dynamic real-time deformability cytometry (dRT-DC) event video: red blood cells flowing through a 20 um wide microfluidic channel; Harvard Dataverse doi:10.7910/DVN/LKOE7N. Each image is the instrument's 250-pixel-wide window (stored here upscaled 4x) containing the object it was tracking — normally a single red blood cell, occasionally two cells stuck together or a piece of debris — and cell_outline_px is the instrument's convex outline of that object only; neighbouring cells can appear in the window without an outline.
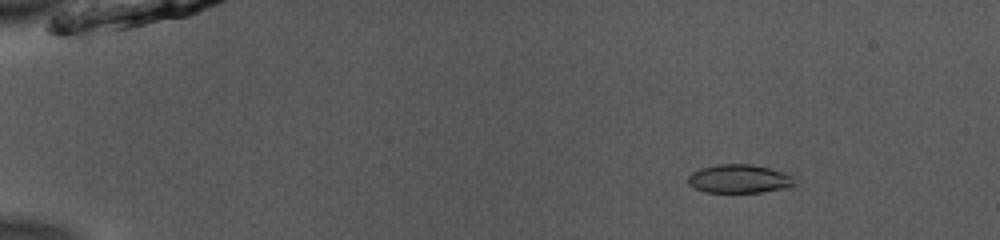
{"species": "common noctule bat (a hibernating species)", "species_latin": "Nyctalus noctula", "temperature_condition": "room temperature", "stored_images_in_passage": 52, "camera_frame_rate_fps": 3000, "um_per_image_px": 0.085, "animal": {"sex": "male", "body_mass_g": 13.0, "forearm_length_mm": 53.1}, "frame": {"image": 1, "passage_image": 8, "time_ms": 2.333, "image_size_px": [1000, 240], "cell_outline_px": [[800, 180], [784, 188], [760, 192], [704, 192], [688, 184], [688, 176], [692, 172], [700, 168], [716, 164], [752, 164], [800, 176]], "centroid_in_image_um": [62.88, 15.18], "position_along_channel_um": 22.1, "area_um2": 17.98}}
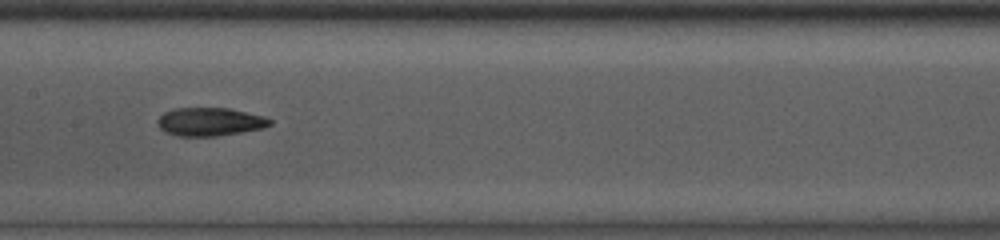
{"frame": {"image": 2, "passage_image": 28, "time_ms": 9.0, "image_size_px": [1000, 240], "cell_outline_px": [[272, 124], [260, 128], [240, 132], [216, 136], [176, 136], [160, 128], [160, 116], [164, 112], [176, 108], [228, 108], [264, 116], [272, 120]], "centroid_in_image_um": [17.86, 10.34], "position_along_channel_um": 189.5, "area_um2": 18.15}}
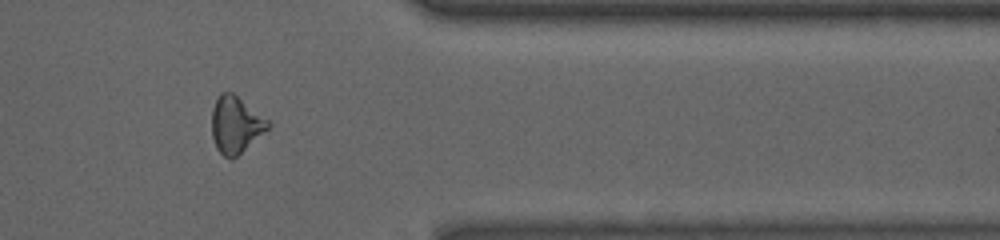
{"frame": {"image": 3, "passage_image": 44, "time_ms": 14.333, "image_size_px": [1000, 240], "cell_outline_px": [[272, 124], [268, 128], [232, 160], [224, 156], [216, 148], [212, 136], [212, 108], [220, 92], [232, 92], [268, 120]], "centroid_in_image_um": [20.0, 10.6], "position_along_channel_um": 391.4, "area_um2": 18.26}, "authors_computed_cell_mechanics": {"area_um2": 18.2359, "velocity_mm_per_s": 3.9596, "shape_relaxation_time_tau1_ms": null, "shape_relaxation_time_tau2_ms": 4.4865, "deformation_change_tau1": null, "deformation_change_tau2": 0.1435}}